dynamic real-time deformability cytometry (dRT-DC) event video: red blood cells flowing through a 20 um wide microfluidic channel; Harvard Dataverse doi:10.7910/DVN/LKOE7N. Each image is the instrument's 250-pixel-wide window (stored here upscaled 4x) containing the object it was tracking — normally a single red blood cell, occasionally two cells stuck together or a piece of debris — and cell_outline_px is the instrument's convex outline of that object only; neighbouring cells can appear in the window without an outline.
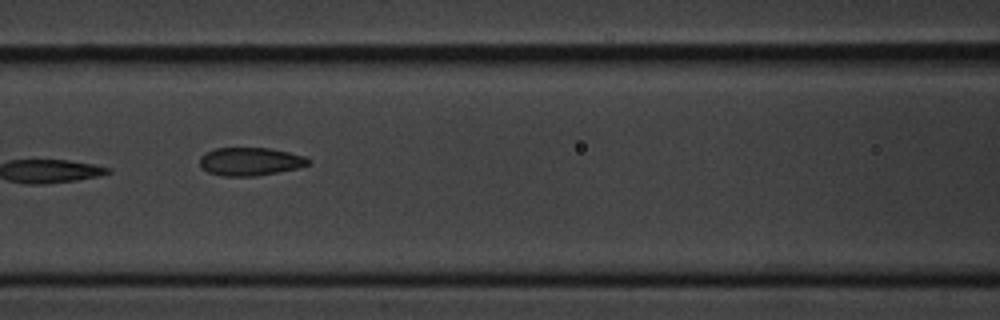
{"species": "common noctule bat (a hibernating species)", "species_latin": "Nyctalus noctula", "temperature_condition": "cold", "stored_images_in_passage": 11, "camera_frame_rate_fps": 3000, "um_per_image_px": 0.085, "animal": {"sex": "male", "body_mass_g": 20.1, "forearm_length_mm": 53.5}, "frame": {"image": 1, "passage_image": 7, "time_ms": 8.0, "image_size_px": [1000, 320], "cell_outline_px": [[312, 160], [308, 164], [296, 168], [256, 176], [220, 176], [208, 172], [200, 164], [200, 156], [216, 148], [268, 148], [288, 152], [304, 156]], "centroid_in_image_um": [21.26, 13.73], "position_along_channel_um": 145.3, "area_um2": 17.57}}